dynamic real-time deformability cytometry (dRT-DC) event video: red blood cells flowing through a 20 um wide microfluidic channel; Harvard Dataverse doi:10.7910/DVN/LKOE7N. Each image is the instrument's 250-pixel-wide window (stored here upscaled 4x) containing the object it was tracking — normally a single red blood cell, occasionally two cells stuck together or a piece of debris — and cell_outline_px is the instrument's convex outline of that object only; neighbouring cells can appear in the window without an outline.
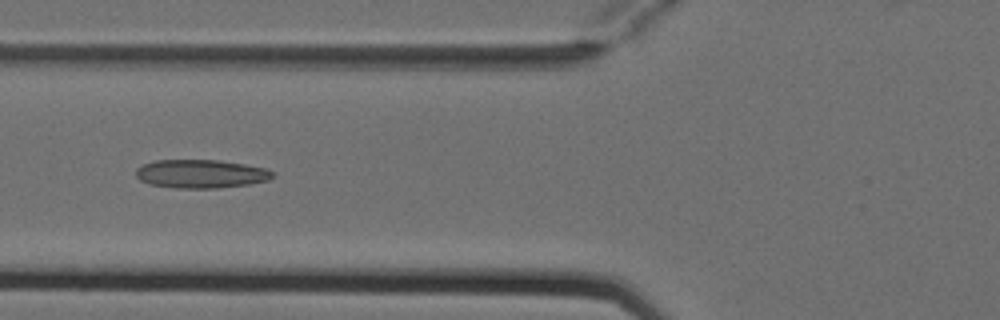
{"species": "Egyptian fruit bat (a non-hibernating species)", "species_latin": "Rousettus aegyptiacus", "temperature_condition": "cold", "stored_images_in_passage": 6, "camera_frame_rate_fps": 3000, "um_per_image_px": 0.085, "animal": {"sex": "female"}, "frame": {"image": 1, "passage_image": 4, "time_ms": 1.0, "image_size_px": [1000, 320], "cell_outline_px": [[276, 176], [268, 180], [248, 184], [216, 188], [176, 188], [148, 184], [140, 180], [136, 176], [136, 168], [144, 164], [156, 160], [220, 160], [244, 164], [264, 168], [276, 172]], "centroid_in_image_um": [17.09, 14.77], "position_along_channel_um": 108.7, "area_um2": 22.77}}
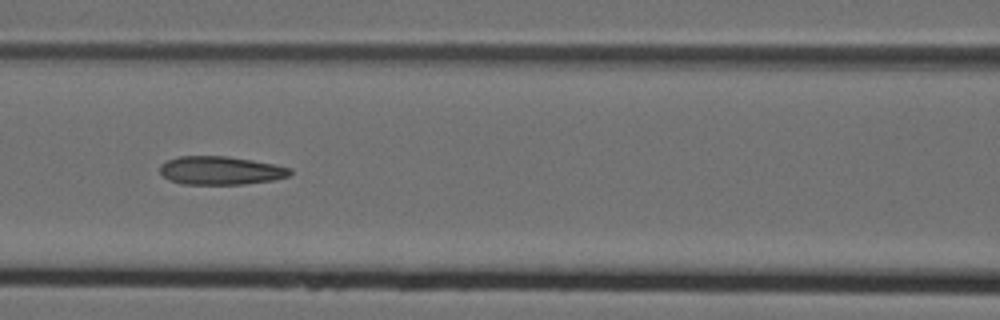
{"frame": {"image": 2, "passage_image": 5, "time_ms": 1.333, "image_size_px": [1000, 320], "cell_outline_px": [[292, 172], [288, 176], [272, 180], [244, 184], [184, 184], [168, 180], [160, 172], [160, 164], [168, 160], [180, 156], [228, 156], [252, 160], [292, 168]], "centroid_in_image_um": [18.74, 14.49], "position_along_channel_um": 147.9, "area_um2": 21.44}}
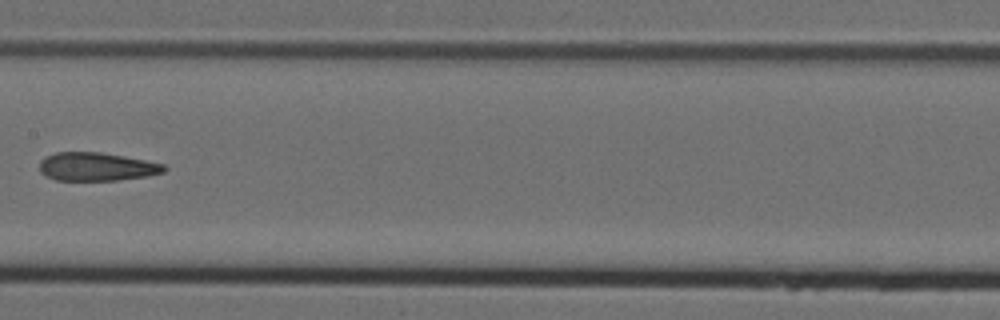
{"frame": {"image": 3, "passage_image": 6, "time_ms": 1.667, "image_size_px": [1000, 320], "cell_outline_px": [[168, 168], [164, 172], [148, 176], [116, 180], [56, 180], [40, 172], [40, 160], [44, 156], [56, 152], [100, 152], [124, 156], [164, 164]], "centroid_in_image_um": [8.21, 14.16], "position_along_channel_um": 199.2, "area_um2": 20.58}}